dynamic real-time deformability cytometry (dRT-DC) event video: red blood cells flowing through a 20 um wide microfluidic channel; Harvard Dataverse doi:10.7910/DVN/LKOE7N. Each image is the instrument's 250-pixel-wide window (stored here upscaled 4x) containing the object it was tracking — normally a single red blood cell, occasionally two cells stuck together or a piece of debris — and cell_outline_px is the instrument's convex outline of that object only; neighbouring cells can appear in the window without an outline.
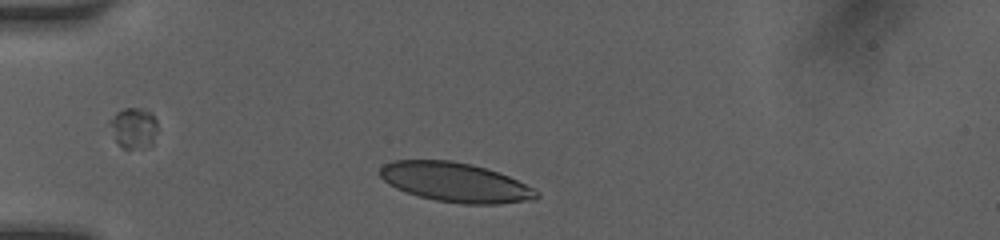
{"species": "human", "species_latin": "Homo sapiens", "temperature_condition": "room temperature", "stored_images_in_passage": 4, "camera_frame_rate_fps": 3000, "um_per_image_px": 0.085, "donor": {"sex": "female"}, "frame": {"image": 1, "passage_image": 1, "time_ms": 0.0, "image_size_px": [1000, 240], "cell_outline_px": [[540, 196], [536, 200], [500, 204], [464, 204], [436, 200], [420, 196], [396, 188], [388, 184], [380, 176], [380, 168], [384, 164], [396, 160], [452, 160], [472, 164], [508, 176], [540, 192]], "centroid_in_image_um": [38.72, 15.5], "position_along_channel_um": 46.3, "area_um2": 35.78}}
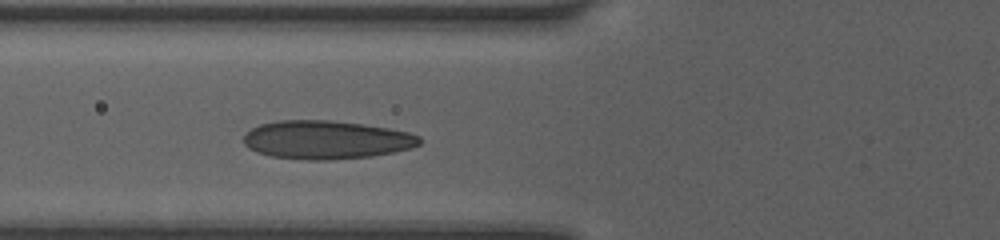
{"frame": {"image": 2, "passage_image": 4, "time_ms": 2.0, "image_size_px": [1000, 240], "cell_outline_px": [[424, 140], [420, 144], [412, 148], [372, 156], [328, 160], [308, 160], [272, 156], [256, 152], [248, 148], [244, 144], [244, 136], [252, 128], [260, 124], [280, 120], [332, 120], [388, 128], [408, 132], [420, 136]], "centroid_in_image_um": [27.75, 11.88], "position_along_channel_um": 98.1, "area_um2": 39.42}}